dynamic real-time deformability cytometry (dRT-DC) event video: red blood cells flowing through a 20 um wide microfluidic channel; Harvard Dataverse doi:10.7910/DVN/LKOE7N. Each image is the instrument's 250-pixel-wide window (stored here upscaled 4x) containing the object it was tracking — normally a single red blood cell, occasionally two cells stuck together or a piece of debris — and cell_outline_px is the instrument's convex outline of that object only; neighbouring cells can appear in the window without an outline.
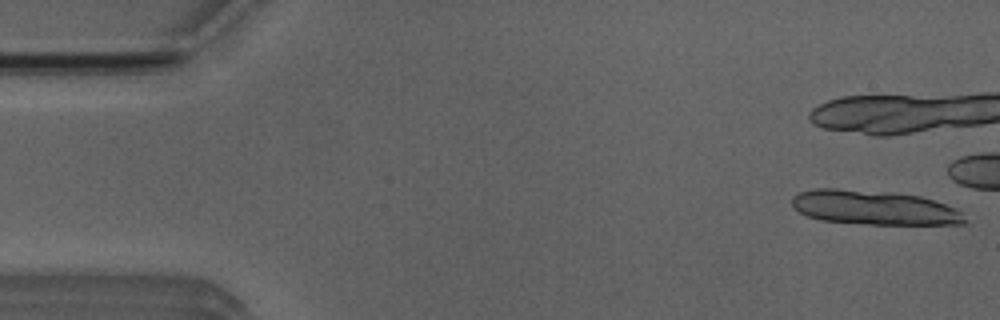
{"species": "Egyptian fruit bat (a non-hibernating species)", "species_latin": "Rousettus aegyptiacus", "temperature_condition": "room temperature", "stored_images_in_passage": 5, "camera_frame_rate_fps": 3000, "um_per_image_px": 0.085, "animal": {"sex": "male"}, "frame": {"image": 1, "passage_image": 1, "time_ms": 0.0, "image_size_px": [1000, 320], "cell_outline_px": [[968, 224], [868, 224], [820, 220], [808, 216], [800, 212], [792, 204], [792, 196], [800, 192], [816, 188], [836, 188], [892, 192], [920, 196], [956, 208], [964, 212], [968, 220]], "centroid_in_image_um": [74.34, 17.65], "position_along_channel_um": 10.7, "area_um2": 34.74}}